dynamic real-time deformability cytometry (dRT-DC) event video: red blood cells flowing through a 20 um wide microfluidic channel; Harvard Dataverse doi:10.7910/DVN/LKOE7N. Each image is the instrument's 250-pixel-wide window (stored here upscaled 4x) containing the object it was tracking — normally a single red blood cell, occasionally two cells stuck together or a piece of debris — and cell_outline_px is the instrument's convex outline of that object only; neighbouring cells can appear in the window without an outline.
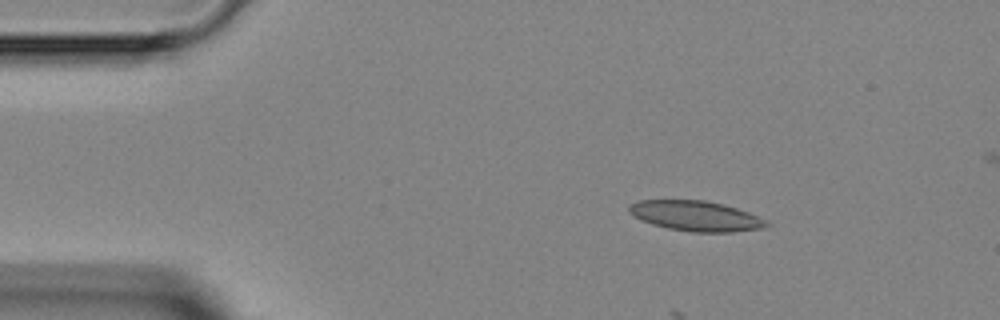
{"species": "Egyptian fruit bat (a non-hibernating species)", "species_latin": "Rousettus aegyptiacus", "temperature_condition": "room temperature", "stored_images_in_passage": 3, "camera_frame_rate_fps": 3000, "um_per_image_px": 0.085, "animal": {"sex": "female"}, "frame": {"image": 1, "passage_image": 1, "time_ms": 0.0, "image_size_px": [1000, 320], "cell_outline_px": [[772, 224], [760, 228], [732, 232], [692, 232], [668, 228], [652, 224], [640, 220], [628, 212], [628, 204], [636, 200], [704, 200], [724, 204], [748, 212], [768, 220]], "centroid_in_image_um": [59.12, 18.35], "position_along_channel_um": 25.9, "area_um2": 24.33}}
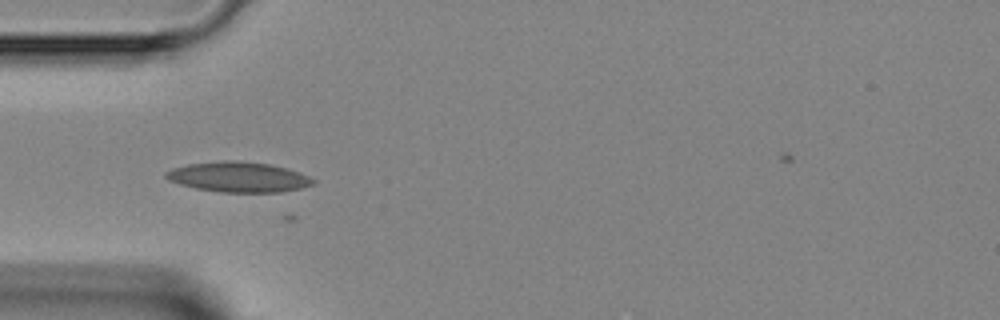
{"frame": {"image": 2, "passage_image": 3, "time_ms": 2.333, "image_size_px": [1000, 320], "cell_outline_px": [[316, 180], [312, 184], [300, 188], [280, 192], [220, 192], [196, 188], [180, 184], [168, 180], [164, 176], [164, 172], [172, 168], [188, 164], [224, 160], [232, 160], [272, 164], [288, 168], [300, 172]], "centroid_in_image_um": [20.26, 15.04], "position_along_channel_um": 64.7, "area_um2": 25.95}}